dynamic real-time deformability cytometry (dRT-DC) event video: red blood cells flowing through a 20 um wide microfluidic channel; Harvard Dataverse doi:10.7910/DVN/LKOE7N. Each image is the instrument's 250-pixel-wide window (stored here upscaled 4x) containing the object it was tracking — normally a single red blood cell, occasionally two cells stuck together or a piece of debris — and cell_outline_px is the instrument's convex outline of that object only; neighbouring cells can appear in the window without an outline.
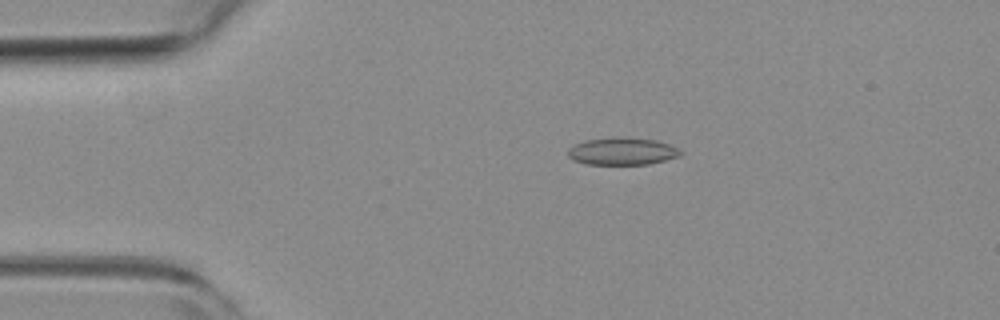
{"species": "common noctule bat (a hibernating species)", "species_latin": "Nyctalus noctula", "temperature_condition": "room temperature", "stored_images_in_passage": 55, "camera_frame_rate_fps": 3000, "um_per_image_px": 0.085, "animal": {"sex": "female", "body_mass_g": 19.3, "forearm_length_mm": 54.1}, "frame": {"image": 1, "passage_image": 11, "time_ms": 3.333, "image_size_px": [1000, 320], "cell_outline_px": [[684, 152], [680, 156], [648, 164], [584, 164], [572, 160], [568, 156], [568, 148], [572, 144], [584, 140], [612, 136], [656, 140], [668, 144]], "centroid_in_image_um": [52.82, 12.85], "position_along_channel_um": 32.2, "area_um2": 18.15}}
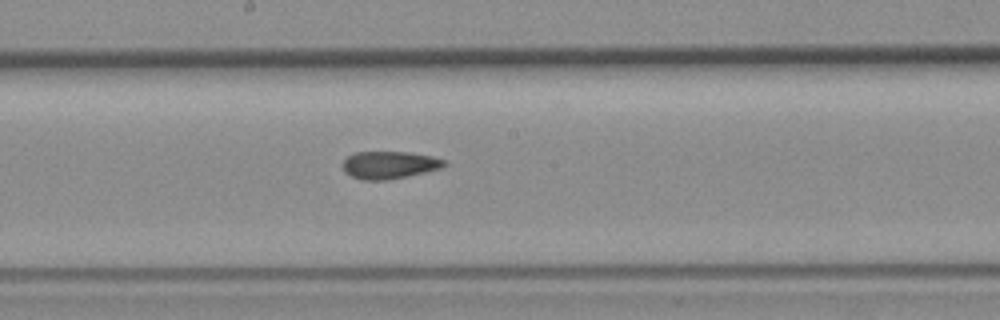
{"frame": {"image": 2, "passage_image": 29, "time_ms": 9.333, "image_size_px": [1000, 320], "cell_outline_px": [[448, 164], [440, 168], [408, 176], [388, 180], [360, 180], [344, 172], [344, 160], [352, 152], [408, 152], [432, 156], [448, 160]], "centroid_in_image_um": [33.11, 14.02], "position_along_channel_um": 215.1, "area_um2": 16.36}}
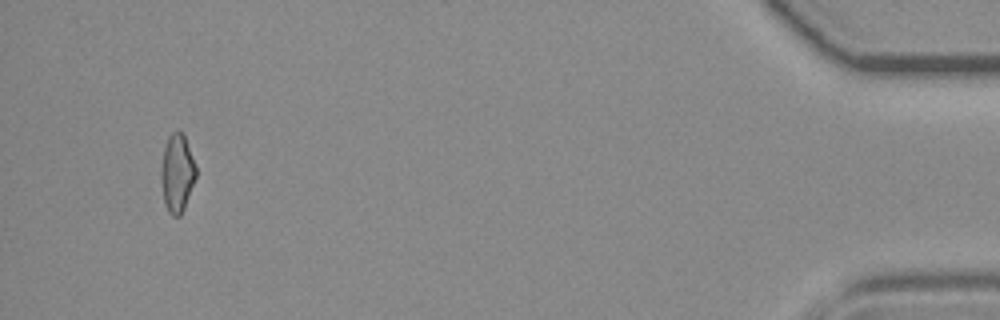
{"frame": {"image": 3, "passage_image": 52, "time_ms": 17.0, "image_size_px": [1000, 320], "cell_outline_px": [[196, 176], [184, 208], [180, 216], [172, 216], [168, 212], [164, 204], [160, 180], [160, 168], [164, 148], [168, 136], [172, 132], [180, 128], [184, 136], [196, 168]], "centroid_in_image_um": [15.02, 14.72], "position_along_channel_um": 420.2, "area_um2": 15.95}, "authors_computed_cell_mechanics": {"area_um2": 16.9354, "velocity_mm_per_s": 3.7672, "shape_relaxation_time_tau1_ms": null, "shape_relaxation_time_tau2_ms": 2.9466, "deformation_change_tau1": null, "deformation_change_tau2": 0.1042}}